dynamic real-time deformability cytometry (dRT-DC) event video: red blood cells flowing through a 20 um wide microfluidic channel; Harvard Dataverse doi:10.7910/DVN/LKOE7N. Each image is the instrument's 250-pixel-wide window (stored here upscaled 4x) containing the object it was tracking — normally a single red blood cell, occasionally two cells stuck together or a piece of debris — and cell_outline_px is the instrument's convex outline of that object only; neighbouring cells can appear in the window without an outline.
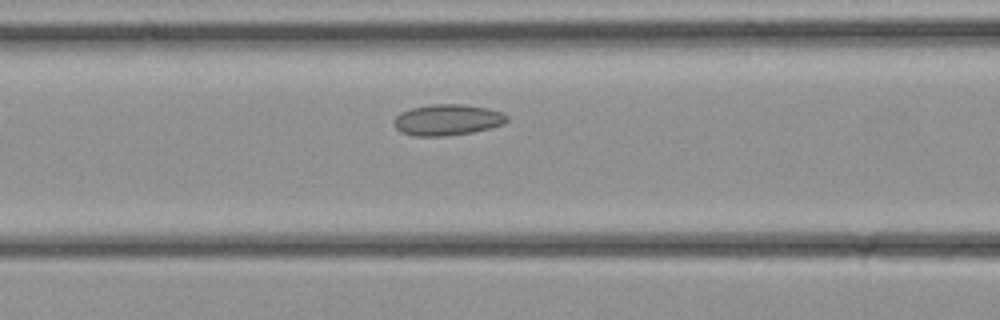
{"species": "common noctule bat (a hibernating species)", "species_latin": "Nyctalus noctula", "temperature_condition": "cold", "stored_images_in_passage": 19, "camera_frame_rate_fps": 3000, "um_per_image_px": 0.085, "animal": {"sex": "female", "body_mass_g": 21.9}, "frame": {"image": 1, "passage_image": 5, "time_ms": 1.333, "image_size_px": [1000, 320], "cell_outline_px": [[508, 120], [504, 124], [492, 128], [472, 132], [444, 136], [412, 136], [400, 132], [396, 128], [392, 120], [400, 112], [412, 108], [432, 104], [460, 104], [488, 108], [500, 112], [508, 116]], "centroid_in_image_um": [38.01, 10.19], "position_along_channel_um": 128.6, "area_um2": 20.58}}
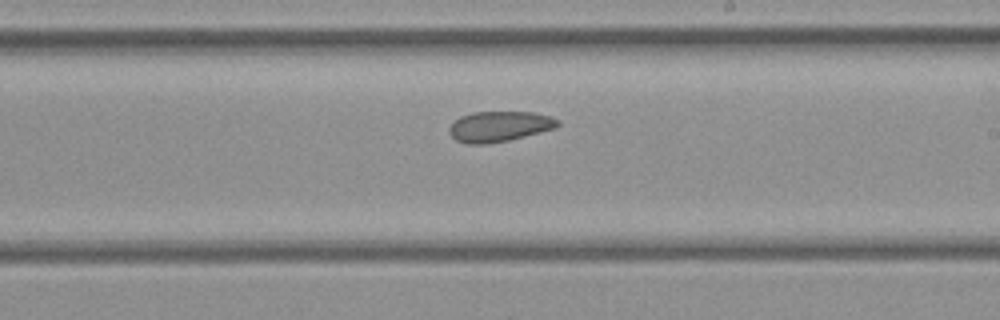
{"frame": {"image": 2, "passage_image": 11, "time_ms": 3.333, "image_size_px": [1000, 320], "cell_outline_px": [[560, 124], [556, 128], [508, 140], [484, 144], [464, 144], [456, 140], [448, 132], [448, 128], [460, 116], [472, 112], [532, 112], [548, 116], [560, 120]], "centroid_in_image_um": [42.42, 10.75], "position_along_channel_um": 246.6, "area_um2": 19.19}}
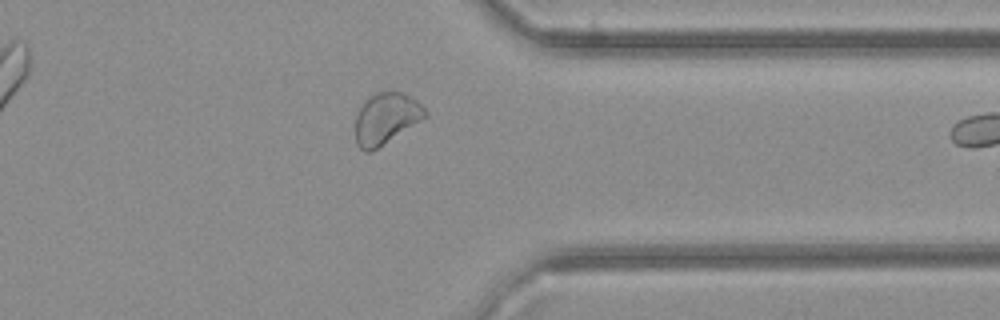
{"frame": {"image": 3, "passage_image": 18, "time_ms": 5.667, "image_size_px": [1000, 320], "cell_outline_px": [[428, 116], [372, 152], [364, 152], [356, 144], [356, 116], [364, 100], [376, 92], [400, 92], [416, 100], [428, 112]], "centroid_in_image_um": [32.8, 10.09], "position_along_channel_um": 378.6, "area_um2": 20.75}}